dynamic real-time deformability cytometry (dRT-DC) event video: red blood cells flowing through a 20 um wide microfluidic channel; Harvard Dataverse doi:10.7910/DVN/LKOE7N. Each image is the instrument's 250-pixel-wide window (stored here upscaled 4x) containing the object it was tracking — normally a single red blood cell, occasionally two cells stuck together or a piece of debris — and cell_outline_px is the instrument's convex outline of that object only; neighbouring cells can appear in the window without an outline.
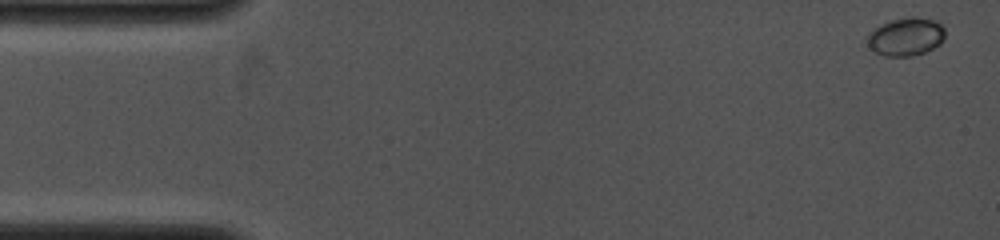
{"species": "common noctule bat (a hibernating species)", "species_latin": "Nyctalus noctula", "temperature_condition": "cold", "stored_images_in_passage": 11, "camera_frame_rate_fps": 4000, "um_per_image_px": 0.085, "animal": {"sex": "female", "body_mass_g": 19.0, "forearm_length_mm": 53.3}, "frame": {"image": 1, "passage_image": 1, "time_ms": 0.0, "image_size_px": [1000, 240], "cell_outline_px": [[944, 40], [940, 44], [924, 52], [912, 56], [884, 56], [876, 52], [868, 44], [868, 32], [880, 24], [892, 20], [912, 16], [916, 16], [936, 20], [944, 28]], "centroid_in_image_um": [77.01, 3.1], "position_along_channel_um": 8.0, "area_um2": 17.28}}
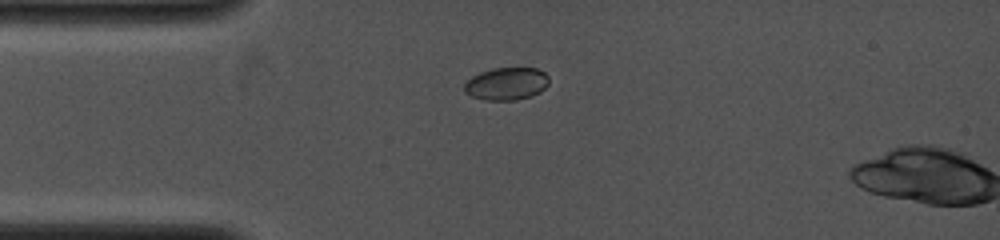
{"frame": {"image": 2, "passage_image": 10, "time_ms": 3.25, "image_size_px": [1000, 240], "cell_outline_px": [[548, 84], [540, 92], [532, 96], [516, 100], [484, 100], [472, 96], [464, 92], [464, 84], [472, 76], [480, 72], [492, 68], [536, 68], [544, 72], [548, 76]], "centroid_in_image_um": [43.04, 7.12], "position_along_channel_um": 42.0, "area_um2": 16.13}}